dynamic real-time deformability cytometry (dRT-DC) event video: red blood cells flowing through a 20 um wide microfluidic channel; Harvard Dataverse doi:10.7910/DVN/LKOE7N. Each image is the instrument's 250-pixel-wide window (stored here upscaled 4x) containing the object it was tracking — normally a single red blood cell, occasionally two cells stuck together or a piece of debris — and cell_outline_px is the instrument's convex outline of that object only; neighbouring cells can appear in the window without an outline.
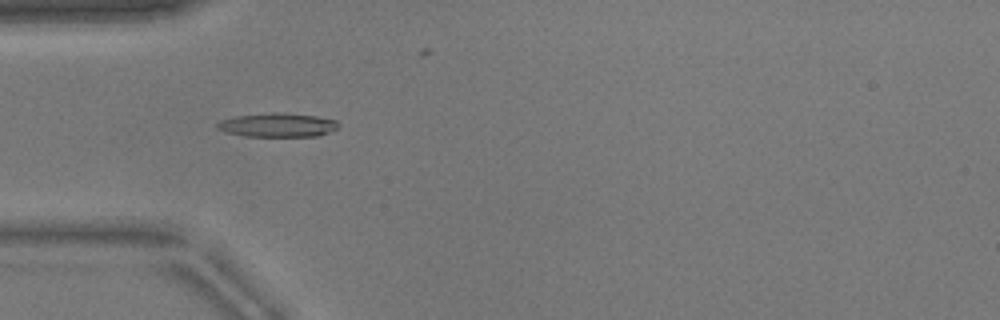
{"species": "common noctule bat (a hibernating species)", "species_latin": "Nyctalus noctula", "temperature_condition": "warm", "stored_images_in_passage": 40, "camera_frame_rate_fps": 3000, "um_per_image_px": 0.085, "animal": {"sex": "male", "body_mass_g": 17.9}, "frame": {"image": 1, "passage_image": 4, "time_ms": 1.0, "image_size_px": [1000, 320], "cell_outline_px": [[340, 124], [336, 128], [320, 136], [244, 136], [224, 132], [216, 128], [216, 124], [220, 120], [236, 116], [272, 112], [284, 112], [316, 116], [336, 120]], "centroid_in_image_um": [23.57, 10.62], "position_along_channel_um": 61.4, "area_um2": 16.99}}
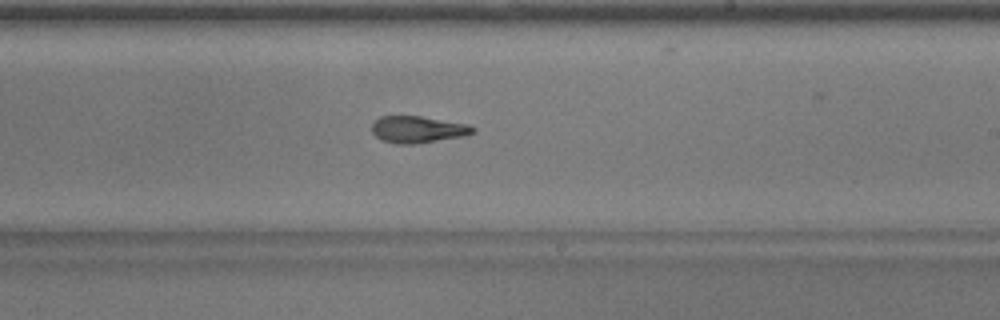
{"frame": {"image": 2, "passage_image": 19, "time_ms": 6.0, "image_size_px": [1000, 320], "cell_outline_px": [[476, 132], [464, 136], [412, 144], [396, 144], [380, 140], [372, 132], [372, 124], [380, 116], [420, 116], [468, 124], [476, 128]], "centroid_in_image_um": [35.51, 11.0], "position_along_channel_um": 253.5, "area_um2": 15.78}}
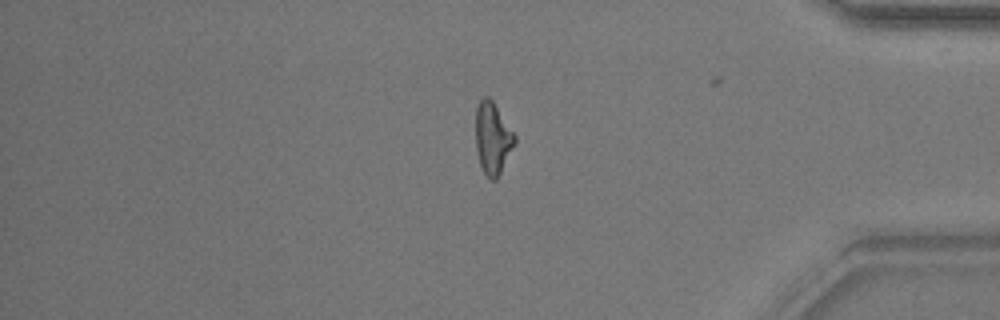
{"frame": {"image": 3, "passage_image": 32, "time_ms": 10.333, "image_size_px": [1000, 320], "cell_outline_px": [[516, 144], [496, 180], [492, 180], [484, 172], [480, 164], [476, 148], [476, 108], [480, 100], [484, 96], [488, 96], [492, 100], [516, 136]], "centroid_in_image_um": [41.88, 11.74], "position_along_channel_um": 393.3, "area_um2": 16.24}, "authors_computed_cell_mechanics": {"area_um2": 15.9239, "velocity_mm_per_s": 3.8602, "shape_relaxation_time_tau1_ms": null, "shape_relaxation_time_tau2_ms": 2.2447, "deformation_change_tau1": null, "deformation_change_tau2": 0.1214}}